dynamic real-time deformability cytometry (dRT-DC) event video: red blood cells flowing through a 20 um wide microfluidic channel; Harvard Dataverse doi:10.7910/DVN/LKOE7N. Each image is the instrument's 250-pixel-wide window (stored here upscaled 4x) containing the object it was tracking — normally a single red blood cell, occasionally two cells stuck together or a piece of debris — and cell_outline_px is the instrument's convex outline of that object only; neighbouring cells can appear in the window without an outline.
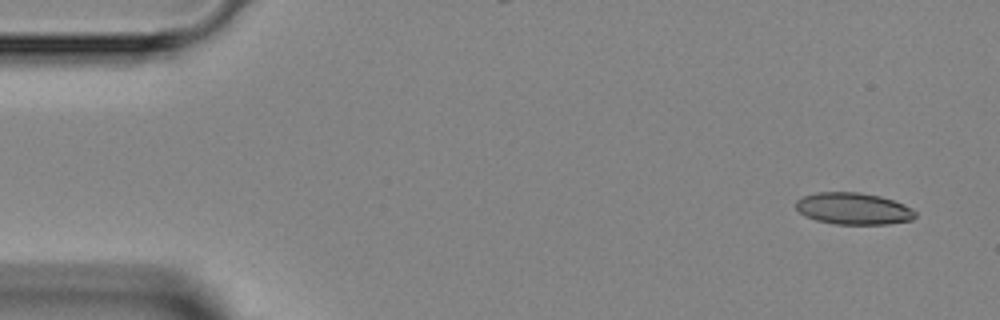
{"species": "Egyptian fruit bat (a non-hibernating species)", "species_latin": "Rousettus aegyptiacus", "temperature_condition": "room temperature", "stored_images_in_passage": 5, "camera_frame_rate_fps": 3000, "um_per_image_px": 0.085, "animal": {"sex": "female"}, "frame": {"image": 1, "passage_image": 1, "time_ms": 0.0, "image_size_px": [1000, 320], "cell_outline_px": [[916, 216], [912, 220], [888, 224], [836, 224], [816, 220], [804, 216], [796, 208], [796, 200], [804, 196], [816, 192], [860, 192], [880, 196], [904, 204], [912, 208], [916, 212]], "centroid_in_image_um": [72.55, 17.73], "position_along_channel_um": 12.5, "area_um2": 22.2}}
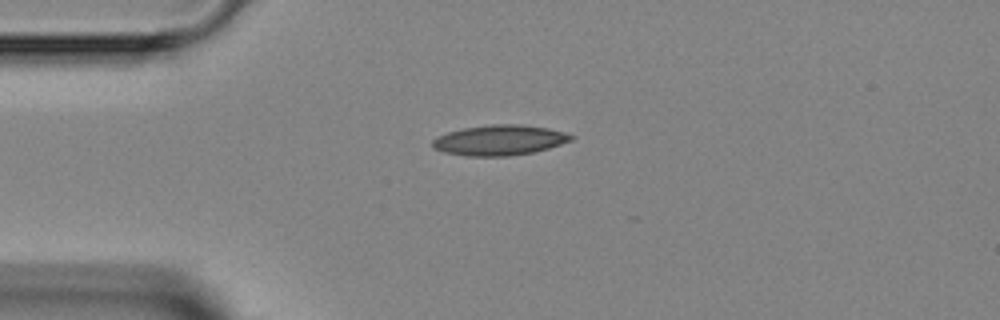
{"frame": {"image": 2, "passage_image": 5, "time_ms": 5.667, "image_size_px": [1000, 320], "cell_outline_px": [[576, 136], [572, 140], [548, 148], [532, 152], [508, 156], [464, 156], [444, 152], [432, 148], [432, 140], [448, 132], [464, 128], [492, 124], [520, 124], [548, 128], [564, 132]], "centroid_in_image_um": [42.46, 11.91], "position_along_channel_um": 42.5, "area_um2": 24.39}}